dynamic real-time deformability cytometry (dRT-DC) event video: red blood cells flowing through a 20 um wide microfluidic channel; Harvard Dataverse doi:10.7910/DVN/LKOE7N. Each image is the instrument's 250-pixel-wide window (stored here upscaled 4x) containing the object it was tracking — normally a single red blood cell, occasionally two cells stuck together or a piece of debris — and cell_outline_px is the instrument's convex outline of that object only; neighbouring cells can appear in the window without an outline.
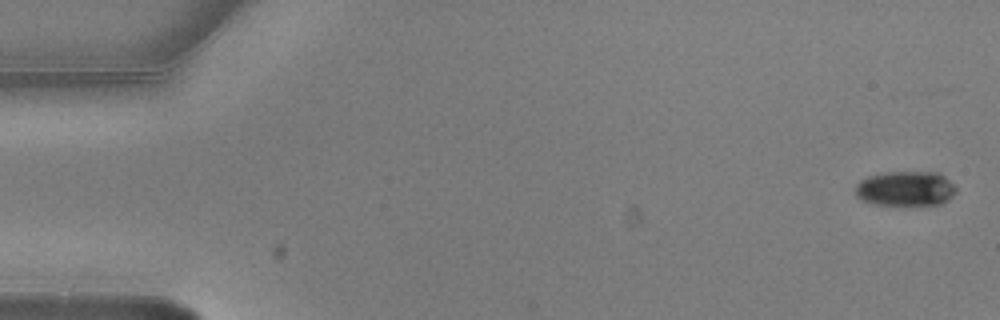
{"species": "common noctule bat (a hibernating species)", "species_latin": "Nyctalus noctula", "temperature_condition": "warm", "stored_images_in_passage": 7, "camera_frame_rate_fps": 3000, "um_per_image_px": 0.085, "animal": {"sex": "male", "body_mass_g": 20.5, "forearm_length_mm": 52.5}, "frame": {"image": 1, "passage_image": 1, "time_ms": 0.0, "image_size_px": [1000, 320], "cell_outline_px": [[956, 192], [948, 200], [940, 204], [872, 204], [860, 200], [856, 196], [856, 184], [860, 180], [868, 176], [888, 172], [940, 172], [956, 188]], "centroid_in_image_um": [76.95, 16.02], "position_along_channel_um": 8.0, "area_um2": 20.35}}
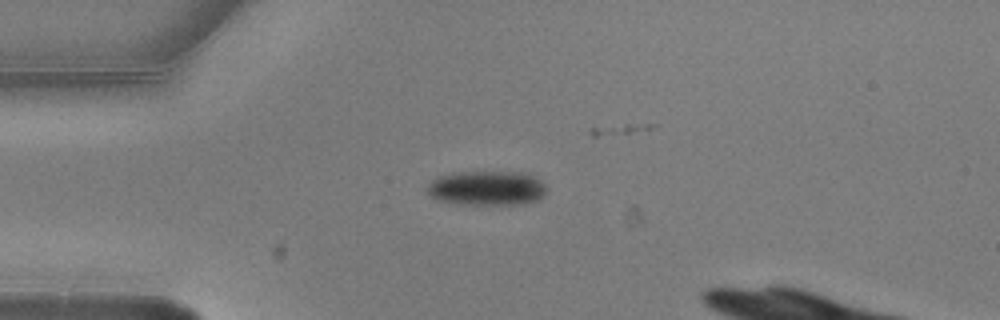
{"frame": {"image": 2, "passage_image": 4, "time_ms": 1.0, "image_size_px": [1000, 320], "cell_outline_px": [[548, 188], [536, 200], [524, 204], [468, 204], [436, 200], [424, 188], [436, 176], [448, 172], [528, 172], [540, 180]], "centroid_in_image_um": [41.34, 15.96], "position_along_channel_um": 43.7, "area_um2": 24.22}}
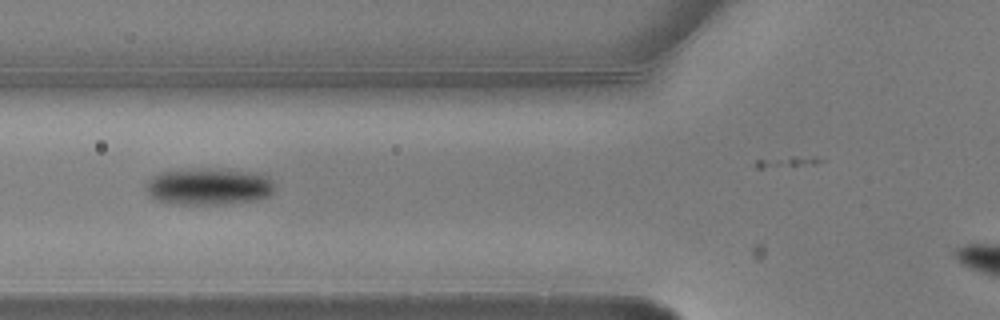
{"frame": {"image": 3, "passage_image": 6, "time_ms": 1.667, "image_size_px": [1000, 320], "cell_outline_px": [[272, 196], [256, 200], [224, 204], [176, 204], [156, 200], [148, 192], [148, 184], [152, 176], [164, 172], [200, 168], [216, 168], [256, 172], [268, 176], [272, 184]], "centroid_in_image_um": [17.8, 15.85], "position_along_channel_um": 108.0, "area_um2": 27.51}}